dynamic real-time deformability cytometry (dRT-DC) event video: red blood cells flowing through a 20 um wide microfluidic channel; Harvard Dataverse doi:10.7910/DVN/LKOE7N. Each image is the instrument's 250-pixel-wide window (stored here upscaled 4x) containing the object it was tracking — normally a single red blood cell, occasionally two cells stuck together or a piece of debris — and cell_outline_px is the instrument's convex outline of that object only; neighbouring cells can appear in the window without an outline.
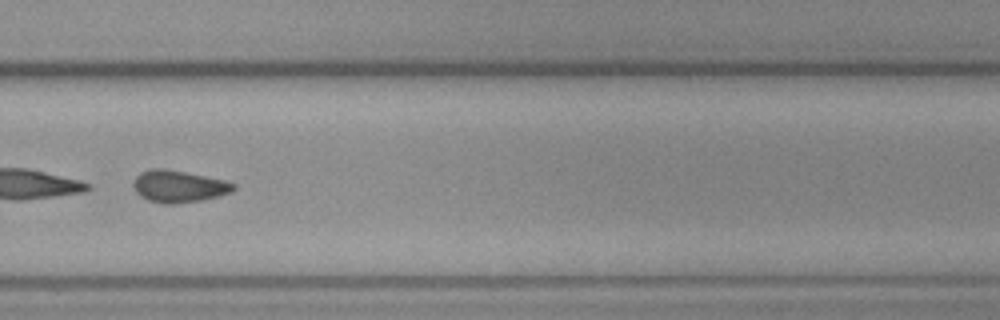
{"species": "common noctule bat (a hibernating species)", "species_latin": "Nyctalus noctula", "temperature_condition": "cold", "stored_images_in_passage": 47, "camera_frame_rate_fps": 3000, "um_per_image_px": 0.085, "animal": {"sex": "female", "body_mass_g": 19.3, "forearm_length_mm": 54.1}, "frame": {"image": 1, "passage_image": 34, "time_ms": 11.0, "image_size_px": [1000, 320], "cell_outline_px": [[236, 188], [232, 192], [204, 200], [176, 204], [164, 204], [148, 200], [140, 196], [136, 192], [132, 184], [136, 176], [140, 172], [152, 168], [160, 168], [184, 172], [224, 180], [236, 184]], "centroid_in_image_um": [15.18, 15.85], "position_along_channel_um": 314.6, "area_um2": 18.73}, "authors_computed_cell_mechanics": {"area_um2": 19.074, "velocity_mm_per_s": 3.7188, "shape_relaxation_time_tau1_ms": 0.1732, "shape_relaxation_time_tau2_ms": 4.8961, "deformation_change_tau1": 0.2793, "deformation_change_tau2": 0.1027}}